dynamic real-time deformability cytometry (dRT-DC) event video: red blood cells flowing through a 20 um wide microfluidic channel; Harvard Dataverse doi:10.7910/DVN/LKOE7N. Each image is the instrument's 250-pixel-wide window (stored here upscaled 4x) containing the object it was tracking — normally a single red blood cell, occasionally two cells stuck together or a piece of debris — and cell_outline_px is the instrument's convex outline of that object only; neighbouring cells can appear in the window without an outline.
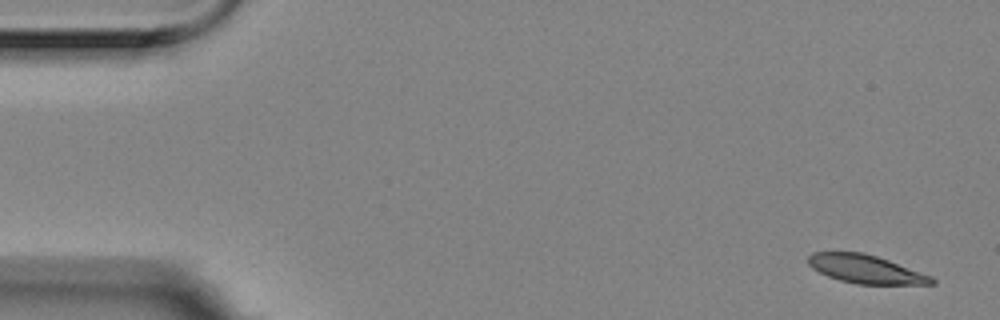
{"species": "Egyptian fruit bat (a non-hibernating species)", "species_latin": "Rousettus aegyptiacus", "temperature_condition": "room temperature", "stored_images_in_passage": 4, "segment_of_instrument_passage": [1, 2], "camera_frame_rate_fps": 3000, "um_per_image_px": 0.085, "animal": {"sex": "female"}, "frame": {"image": 1, "passage_image": 1, "time_ms": 0.0, "image_size_px": [1000, 320], "cell_outline_px": [[936, 284], [856, 284], [840, 280], [828, 276], [812, 268], [808, 264], [808, 256], [812, 252], [864, 252], [888, 260], [932, 276], [936, 280]], "centroid_in_image_um": [73.58, 22.87], "position_along_channel_um": 11.4, "area_um2": 20.35}}
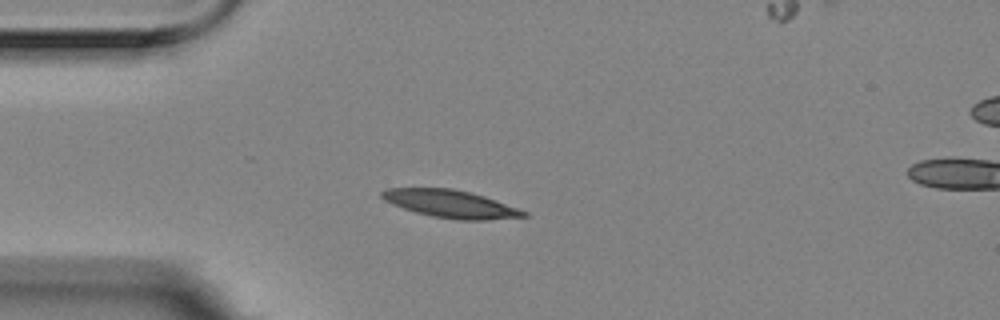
{"frame": {"image": 2, "passage_image": 3, "time_ms": 0.667, "image_size_px": [1000, 320], "cell_outline_px": [[528, 216], [488, 220], [456, 220], [432, 216], [416, 212], [392, 204], [384, 200], [380, 196], [380, 192], [388, 188], [452, 188], [484, 196], [496, 200], [528, 212]], "centroid_in_image_um": [38.3, 17.33], "position_along_channel_um": 46.7, "area_um2": 22.77}}